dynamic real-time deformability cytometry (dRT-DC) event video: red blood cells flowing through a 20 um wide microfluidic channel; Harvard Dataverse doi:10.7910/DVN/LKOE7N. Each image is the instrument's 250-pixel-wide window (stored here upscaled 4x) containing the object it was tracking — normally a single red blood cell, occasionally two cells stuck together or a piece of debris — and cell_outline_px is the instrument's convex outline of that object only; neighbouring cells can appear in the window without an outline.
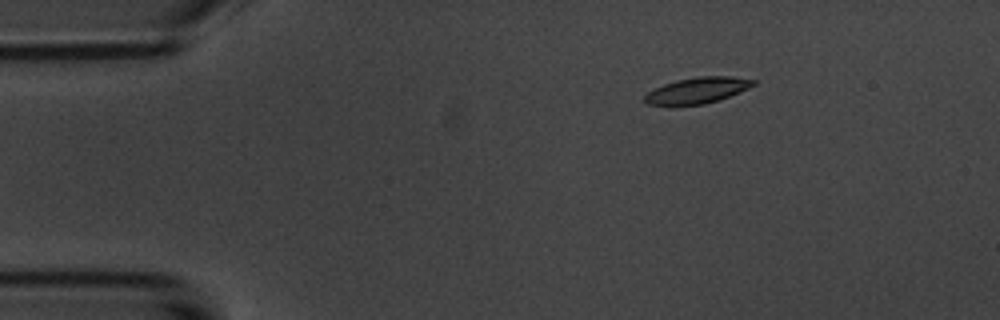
{"species": "common noctule bat (a hibernating species)", "species_latin": "Nyctalus noctula", "temperature_condition": "room temperature", "stored_images_in_passage": 4, "camera_frame_rate_fps": 3000, "um_per_image_px": 0.085, "animal": {"sex": "male", "body_mass_g": 20.1, "forearm_length_mm": 53.5}, "frame": {"image": 1, "passage_image": 2, "time_ms": 2.0, "image_size_px": [1000, 320], "cell_outline_px": [[756, 84], [748, 88], [728, 96], [704, 104], [648, 104], [644, 100], [644, 96], [648, 92], [664, 84], [676, 80], [700, 76], [732, 76], [756, 80]], "centroid_in_image_um": [59.3, 7.65], "position_along_channel_um": 25.7, "area_um2": 16.01}}